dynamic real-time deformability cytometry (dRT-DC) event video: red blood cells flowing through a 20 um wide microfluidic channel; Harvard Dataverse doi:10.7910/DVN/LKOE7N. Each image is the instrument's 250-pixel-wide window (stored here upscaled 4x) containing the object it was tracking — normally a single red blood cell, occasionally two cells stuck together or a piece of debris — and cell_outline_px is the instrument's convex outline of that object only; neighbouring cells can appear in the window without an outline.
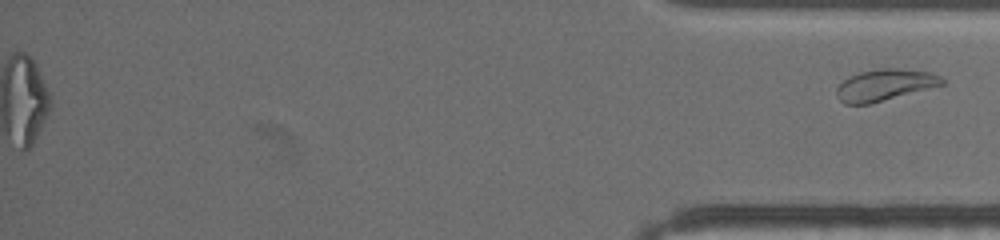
{"species": "common noctule bat (a hibernating species)", "species_latin": "Nyctalus noctula", "temperature_condition": "warm", "stored_images_in_passage": 35, "segment_of_instrument_passage": [2, 2], "camera_frame_rate_fps": 3000, "um_per_image_px": 0.085, "animal": {"sex": "female", "body_mass_g": 19.5, "forearm_length_mm": 54.1}, "frame": {"image": 1, "passage_image": 35, "time_ms": 17.0, "image_size_px": [1000, 240], "cell_outline_px": [[944, 84], [868, 104], [844, 104], [836, 96], [836, 88], [848, 76], [860, 72], [880, 68], [896, 68], [928, 72], [940, 76], [944, 80]], "centroid_in_image_um": [75.15, 7.22], "position_along_channel_um": 360.0, "area_um2": 19.07}}